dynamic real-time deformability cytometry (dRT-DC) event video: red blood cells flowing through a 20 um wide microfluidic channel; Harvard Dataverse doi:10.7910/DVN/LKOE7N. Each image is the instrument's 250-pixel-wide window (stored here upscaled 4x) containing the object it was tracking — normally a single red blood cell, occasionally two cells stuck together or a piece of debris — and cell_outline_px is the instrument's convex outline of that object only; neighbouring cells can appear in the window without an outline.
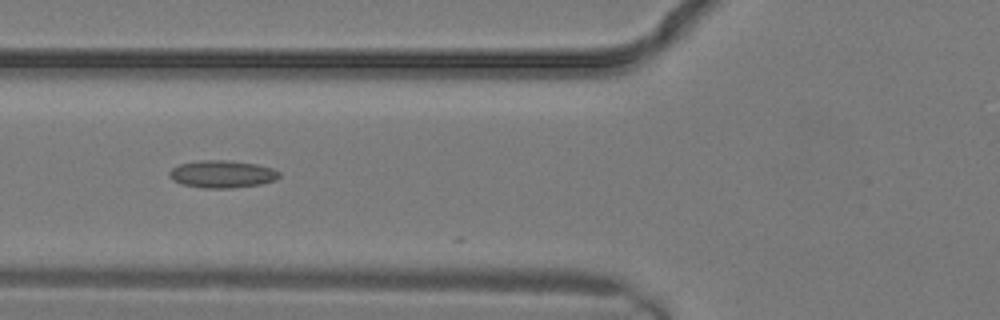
{"species": "common noctule bat (a hibernating species)", "species_latin": "Nyctalus noctula", "temperature_condition": "warm", "stored_images_in_passage": 14, "camera_frame_rate_fps": 3000, "um_per_image_px": 0.085, "animal": {"sex": "male", "body_mass_g": 19.2, "forearm_length_mm": 51.8}, "frame": {"image": 1, "passage_image": 11, "time_ms": 3.333, "image_size_px": [1000, 320], "cell_outline_px": [[280, 176], [276, 180], [260, 184], [232, 188], [204, 188], [184, 184], [172, 180], [168, 176], [168, 172], [172, 168], [180, 164], [200, 160], [228, 160], [256, 164], [272, 168], [280, 172]], "centroid_in_image_um": [18.88, 14.79], "position_along_channel_um": 106.9, "area_um2": 17.57}}
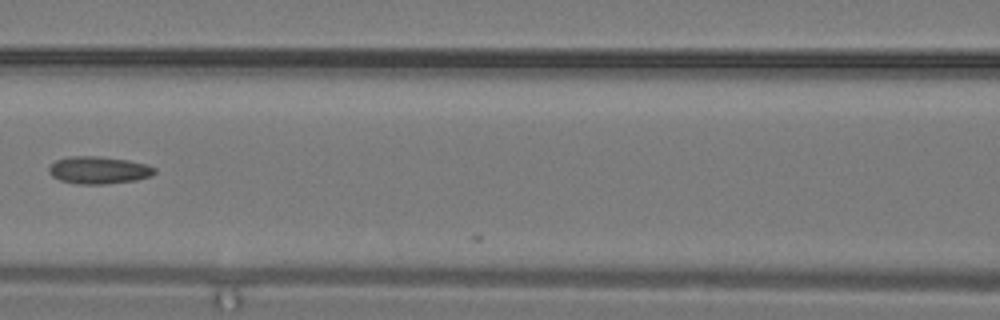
{"frame": {"image": 2, "passage_image": 13, "time_ms": 4.0, "image_size_px": [1000, 320], "cell_outline_px": [[156, 172], [152, 176], [136, 180], [104, 184], [76, 184], [60, 180], [52, 176], [48, 172], [48, 168], [56, 160], [68, 156], [100, 156], [128, 160], [148, 164], [156, 168]], "centroid_in_image_um": [8.4, 14.46], "position_along_channel_um": 158.2, "area_um2": 17.05}}